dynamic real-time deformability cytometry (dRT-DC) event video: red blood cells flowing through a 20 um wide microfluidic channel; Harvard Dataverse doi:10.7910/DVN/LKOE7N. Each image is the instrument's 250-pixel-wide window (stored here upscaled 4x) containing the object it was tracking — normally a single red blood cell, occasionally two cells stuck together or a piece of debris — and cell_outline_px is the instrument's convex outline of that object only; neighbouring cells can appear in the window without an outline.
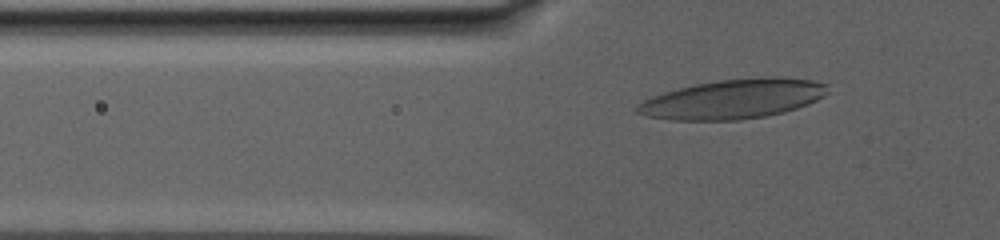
{"species": "human", "species_latin": "Homo sapiens", "temperature_condition": "warm", "stored_images_in_passage": 63, "camera_frame_rate_fps": 3000, "um_per_image_px": 0.085, "donor": {"sex": "male"}, "frame": {"image": 1, "passage_image": 15, "time_ms": 4.667, "image_size_px": [1000, 240], "cell_outline_px": [[828, 92], [824, 96], [808, 104], [784, 112], [764, 116], [740, 120], [668, 120], [648, 116], [636, 112], [636, 104], [652, 96], [664, 92], [696, 84], [716, 80], [760, 76], [780, 76], [812, 80], [828, 84]], "centroid_in_image_um": [62.34, 8.4], "position_along_channel_um": 63.5, "area_um2": 44.1}}
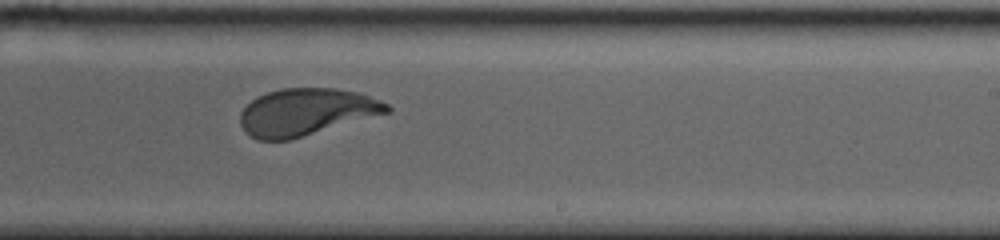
{"frame": {"image": 2, "passage_image": 40, "time_ms": 13.0, "image_size_px": [1000, 240], "cell_outline_px": [[392, 112], [288, 140], [256, 140], [244, 132], [240, 124], [240, 112], [256, 96], [280, 88], [336, 88], [356, 92], [380, 100], [388, 104], [392, 108]], "centroid_in_image_um": [26.02, 9.52], "position_along_channel_um": 263.0, "area_um2": 40.34}}
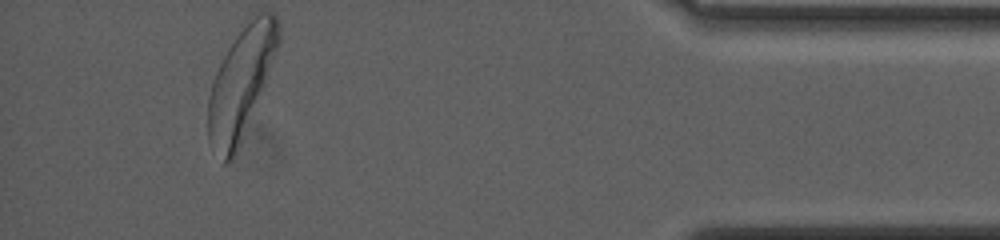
{"frame": {"image": 3, "passage_image": 63, "time_ms": 20.667, "image_size_px": [1000, 240], "cell_outline_px": [[280, 44], [236, 152], [232, 160], [228, 164], [224, 164], [208, 140], [208, 96], [212, 80], [228, 48], [236, 36], [248, 20], [260, 12], [272, 12], [276, 16], [280, 32]], "centroid_in_image_um": [20.47, 7.04], "position_along_channel_um": 414.7, "area_um2": 44.33}, "authors_computed_cell_mechanics": {"area_um2": 42.1362, "velocity_mm_per_s": 2.5549, "shape_relaxation_time_tau1_ms": 4.8903, "shape_relaxation_time_tau2_ms": 1.2939, "deformation_change_tau1": 0.1741, "deformation_change_tau2": 0.078}}